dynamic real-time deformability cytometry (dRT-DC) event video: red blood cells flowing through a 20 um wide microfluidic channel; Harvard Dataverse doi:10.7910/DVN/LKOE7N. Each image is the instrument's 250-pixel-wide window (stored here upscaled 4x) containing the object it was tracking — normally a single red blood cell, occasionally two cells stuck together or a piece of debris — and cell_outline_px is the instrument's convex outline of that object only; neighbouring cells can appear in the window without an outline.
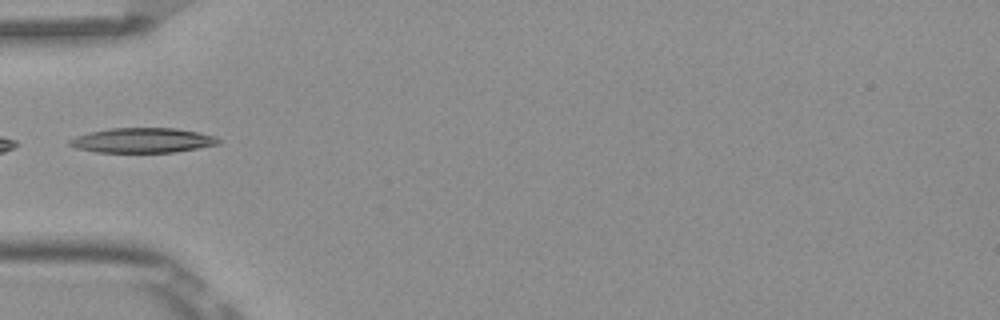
{"species": "Egyptian fruit bat (a non-hibernating species)", "species_latin": "Rousettus aegyptiacus", "temperature_condition": "room temperature", "stored_images_in_passage": 6, "camera_frame_rate_fps": 3000, "um_per_image_px": 0.085, "frame": {"image": 1, "passage_image": 4, "time_ms": 1.0, "image_size_px": [1000, 320], "cell_outline_px": [[220, 144], [176, 152], [96, 152], [76, 148], [68, 144], [68, 140], [76, 136], [92, 132], [112, 128], [176, 128], [200, 132], [216, 136], [220, 140]], "centroid_in_image_um": [12.16, 11.93], "position_along_channel_um": 72.8, "area_um2": 21.56}}
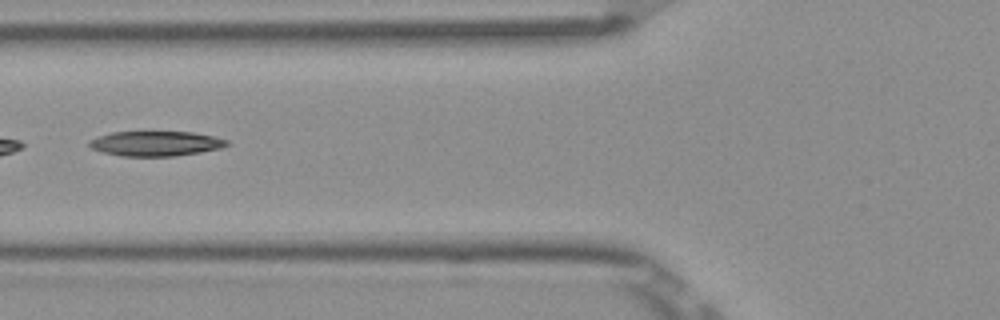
{"frame": {"image": 2, "passage_image": 5, "time_ms": 1.333, "image_size_px": [1000, 320], "cell_outline_px": [[232, 144], [220, 148], [200, 152], [176, 156], [120, 156], [104, 152], [92, 148], [88, 144], [88, 140], [96, 136], [112, 132], [192, 132], [212, 136], [228, 140]], "centroid_in_image_um": [13.23, 12.2], "position_along_channel_um": 112.6, "area_um2": 20.0}}
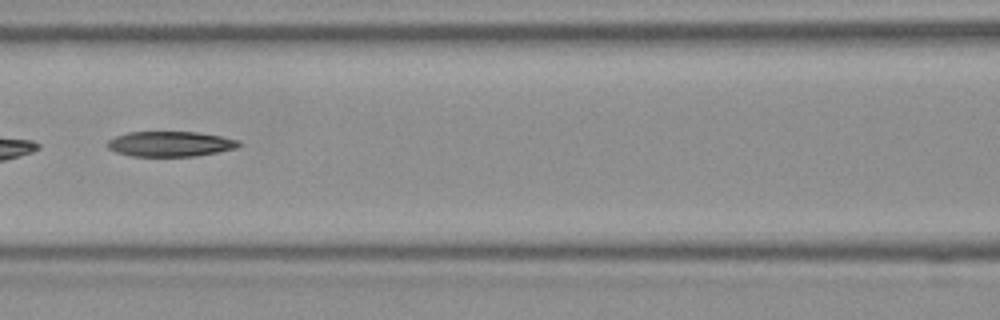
{"frame": {"image": 3, "passage_image": 6, "time_ms": 1.667, "image_size_px": [1000, 320], "cell_outline_px": [[240, 144], [236, 148], [196, 156], [132, 156], [116, 152], [108, 148], [108, 140], [116, 136], [128, 132], [196, 132], [220, 136], [240, 140]], "centroid_in_image_um": [14.47, 12.23], "position_along_channel_um": 152.1, "area_um2": 19.13}}